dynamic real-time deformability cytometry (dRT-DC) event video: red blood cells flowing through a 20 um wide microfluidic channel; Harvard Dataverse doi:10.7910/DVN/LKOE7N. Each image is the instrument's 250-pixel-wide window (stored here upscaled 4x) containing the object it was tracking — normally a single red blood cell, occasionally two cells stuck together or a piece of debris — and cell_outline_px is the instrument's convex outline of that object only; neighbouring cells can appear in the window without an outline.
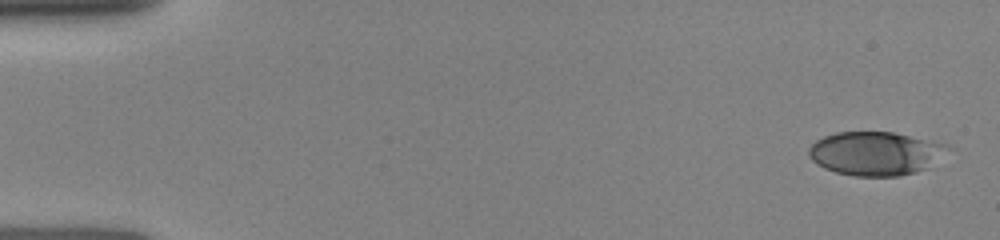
{"species": "human", "species_latin": "Homo sapiens", "temperature_condition": "room temperature", "stored_images_in_passage": 59, "camera_frame_rate_fps": 3000, "um_per_image_px": 0.085, "donor": {"sex": "female"}, "frame": {"image": 1, "passage_image": 1, "time_ms": 0.0, "image_size_px": [1000, 240], "cell_outline_px": [[956, 148], [924, 168], [916, 172], [900, 176], [856, 176], [836, 172], [824, 168], [816, 164], [808, 156], [808, 148], [816, 140], [824, 136], [836, 132], [892, 132], [948, 144]], "centroid_in_image_um": [74.43, 13.03], "position_along_channel_um": 10.6, "area_um2": 35.55}}
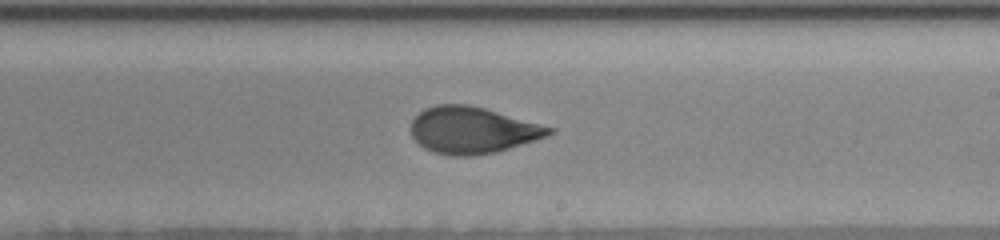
{"frame": {"image": 2, "passage_image": 32, "time_ms": 9.0, "image_size_px": [1000, 240], "cell_outline_px": [[556, 132], [536, 140], [496, 152], [476, 156], [452, 156], [432, 152], [424, 148], [412, 136], [412, 120], [424, 108], [436, 104], [468, 104], [484, 108], [556, 128]], "centroid_in_image_um": [40.17, 11.07], "position_along_channel_um": 248.8, "area_um2": 37.63}}
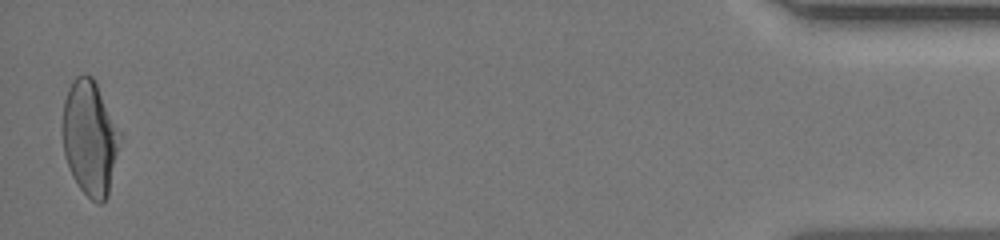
{"frame": {"image": 3, "passage_image": 59, "time_ms": 15.333, "image_size_px": [1000, 240], "cell_outline_px": [[120, 136], [108, 196], [100, 204], [92, 200], [80, 188], [72, 176], [64, 156], [64, 100], [68, 88], [72, 80], [76, 76], [84, 72], [92, 76], [120, 132]], "centroid_in_image_um": [7.62, 11.71], "position_along_channel_um": 427.6, "area_um2": 37.57}}